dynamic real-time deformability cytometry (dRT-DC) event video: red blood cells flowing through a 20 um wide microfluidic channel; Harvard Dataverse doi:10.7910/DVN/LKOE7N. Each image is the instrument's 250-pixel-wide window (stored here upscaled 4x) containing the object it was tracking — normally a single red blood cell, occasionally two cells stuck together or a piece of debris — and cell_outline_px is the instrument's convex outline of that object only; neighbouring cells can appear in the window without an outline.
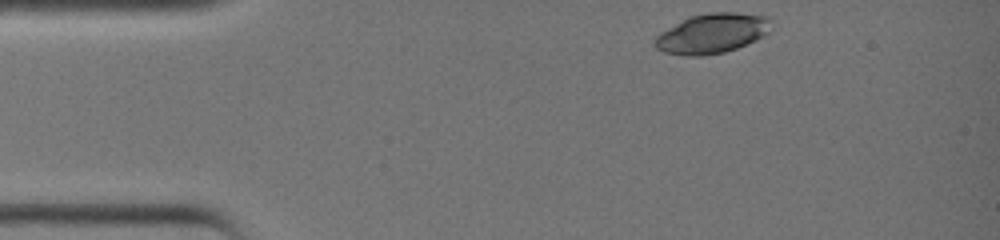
{"species": "common noctule bat (a hibernating species)", "species_latin": "Nyctalus noctula", "temperature_condition": "warm", "stored_images_in_passage": 30, "camera_frame_rate_fps": 3000, "um_per_image_px": 0.085, "animal": {"sex": "female", "body_mass_g": 19.0, "forearm_length_mm": 51.5}, "frame": {"image": 1, "passage_image": 1, "time_ms": 0.0, "image_size_px": [1000, 240], "cell_outline_px": [[772, 28], [768, 32], [756, 40], [736, 48], [724, 52], [704, 56], [684, 56], [664, 52], [656, 48], [652, 44], [656, 36], [660, 32], [692, 16], [708, 12], [736, 12], [768, 16], [772, 20]], "centroid_in_image_um": [60.54, 2.84], "position_along_channel_um": 24.5, "area_um2": 27.11}}
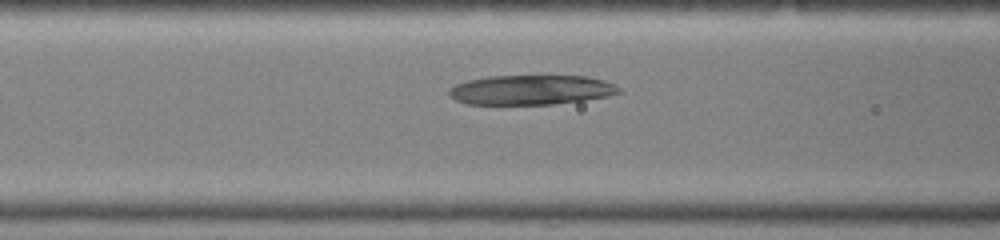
{"frame": {"image": 2, "passage_image": 11, "time_ms": 3.333, "image_size_px": [1000, 240], "cell_outline_px": [[624, 92], [608, 96], [584, 100], [552, 104], [468, 104], [456, 100], [448, 92], [448, 88], [456, 84], [468, 80], [488, 76], [588, 76], [604, 80], [616, 84]], "centroid_in_image_um": [45.19, 7.63], "position_along_channel_um": 121.4, "area_um2": 29.48}}
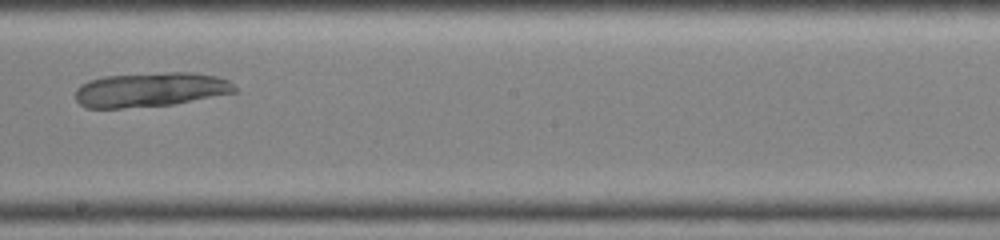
{"frame": {"image": 3, "passage_image": 18, "time_ms": 5.667, "image_size_px": [1000, 240], "cell_outline_px": [[240, 92], [172, 104], [124, 108], [84, 108], [76, 100], [76, 88], [80, 84], [88, 80], [104, 76], [164, 72], [196, 72], [216, 76], [228, 80]], "centroid_in_image_um": [12.79, 7.61], "position_along_channel_um": 235.4, "area_um2": 32.25}}